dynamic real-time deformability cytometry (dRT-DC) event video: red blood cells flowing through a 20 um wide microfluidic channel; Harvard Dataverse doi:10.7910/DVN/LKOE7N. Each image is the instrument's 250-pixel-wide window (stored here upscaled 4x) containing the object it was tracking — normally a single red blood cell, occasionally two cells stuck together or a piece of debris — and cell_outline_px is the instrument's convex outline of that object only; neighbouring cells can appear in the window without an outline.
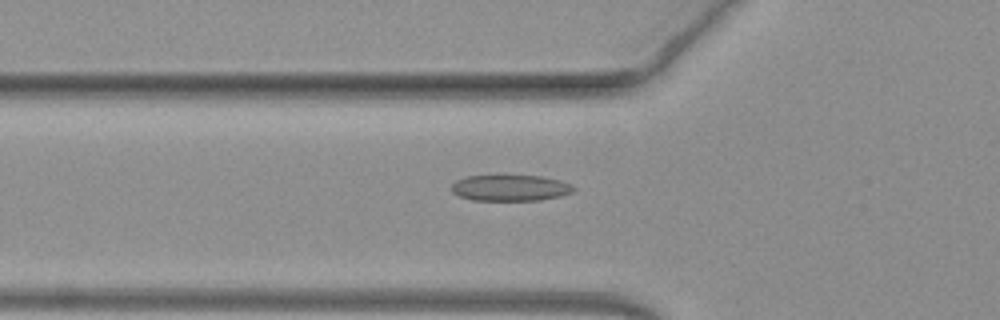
{"species": "common noctule bat (a hibernating species)", "species_latin": "Nyctalus noctula", "temperature_condition": "warm", "stored_images_in_passage": 51, "camera_frame_rate_fps": 3000, "um_per_image_px": 0.085, "animal": {"sex": "female", "body_mass_g": 19.3, "forearm_length_mm": 54.1}, "frame": {"image": 1, "passage_image": 18, "time_ms": 5.667, "image_size_px": [1000, 320], "cell_outline_px": [[576, 188], [572, 192], [560, 196], [540, 200], [472, 200], [460, 196], [452, 192], [452, 184], [456, 180], [464, 176], [540, 176], [560, 180], [572, 184]], "centroid_in_image_um": [43.38, 15.97], "position_along_channel_um": 82.4, "area_um2": 18.5}}
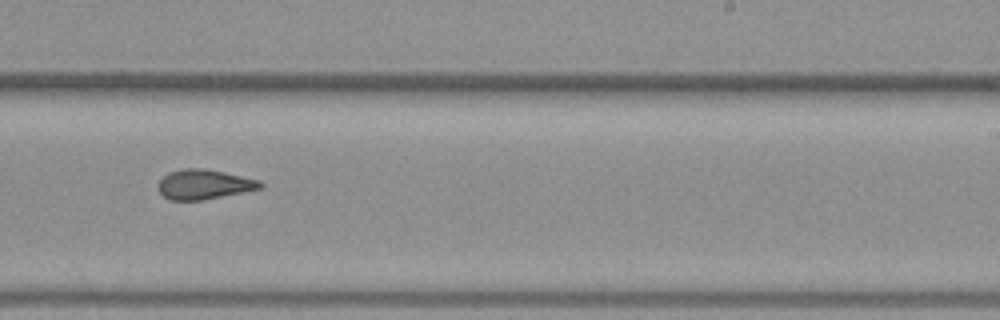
{"frame": {"image": 2, "passage_image": 32, "time_ms": 10.333, "image_size_px": [1000, 320], "cell_outline_px": [[264, 184], [260, 188], [200, 200], [172, 200], [164, 196], [160, 192], [160, 180], [168, 172], [184, 168], [204, 168], [224, 172], [260, 180]], "centroid_in_image_um": [17.34, 15.65], "position_along_channel_um": 271.7, "area_um2": 17.28}}
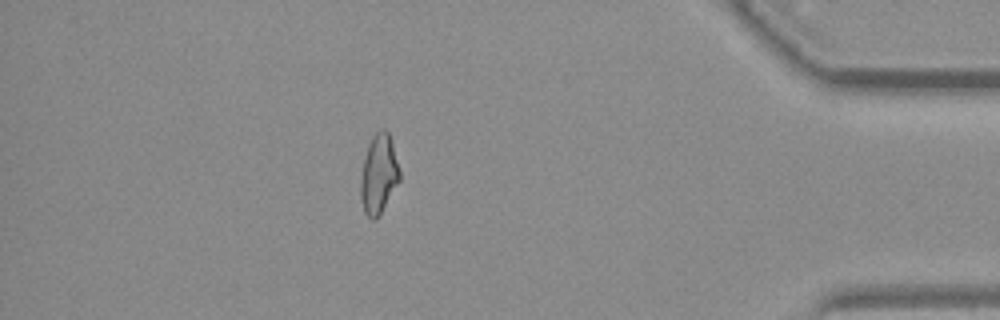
{"frame": {"image": 3, "passage_image": 45, "time_ms": 14.667, "image_size_px": [1000, 320], "cell_outline_px": [[400, 180], [376, 220], [372, 220], [364, 212], [360, 200], [360, 176], [364, 156], [368, 144], [372, 136], [380, 128], [384, 128], [388, 132], [392, 144], [400, 172]], "centroid_in_image_um": [32.16, 14.8], "position_along_channel_um": 403.0, "area_um2": 18.09}, "authors_computed_cell_mechanics": {"area_um2": 18.4382, "velocity_mm_per_s": 4.0418, "shape_relaxation_time_tau1_ms": null, "shape_relaxation_time_tau2_ms": 1.7333, "deformation_change_tau1": null, "deformation_change_tau2": 0.0995}}